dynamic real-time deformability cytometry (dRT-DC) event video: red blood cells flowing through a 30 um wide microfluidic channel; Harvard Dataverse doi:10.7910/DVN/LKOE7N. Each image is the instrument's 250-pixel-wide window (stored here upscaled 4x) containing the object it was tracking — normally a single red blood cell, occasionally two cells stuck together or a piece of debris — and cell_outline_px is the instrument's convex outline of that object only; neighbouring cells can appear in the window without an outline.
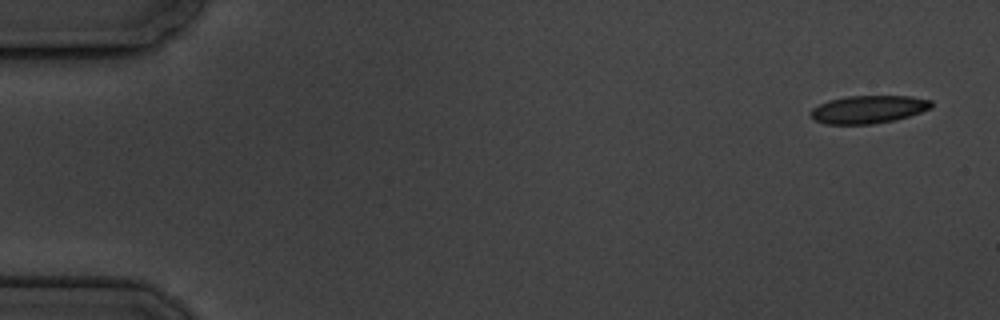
{"species": "common noctule bat (a hibernating species)", "species_latin": "Nyctalus noctula", "temperature_condition": "cold", "stored_images_in_passage": 6, "camera_frame_rate_fps": 3000, "um_per_image_px": 0.085, "animal": {"sex": "male", "body_mass_g": 19.5, "forearm_length_mm": 54.6}, "frame": {"image": 1, "passage_image": 1, "time_ms": 0.0, "image_size_px": [1000, 320], "cell_outline_px": [[932, 108], [908, 116], [892, 120], [872, 124], [824, 124], [816, 120], [812, 116], [812, 108], [828, 100], [848, 96], [912, 96], [932, 100]], "centroid_in_image_um": [73.83, 9.29], "position_along_channel_um": 11.2, "area_um2": 19.42}}
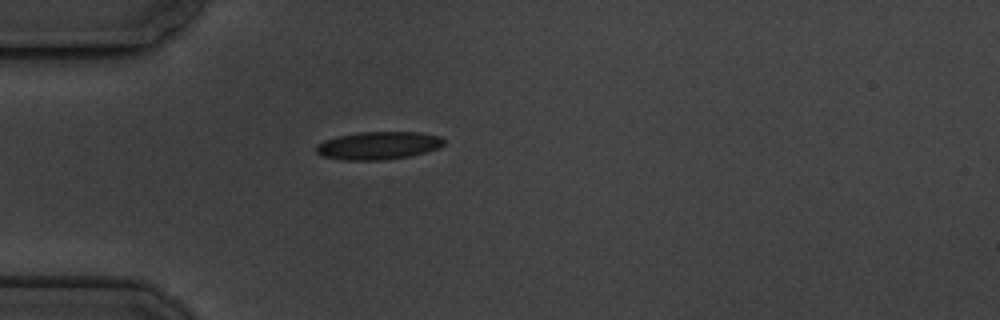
{"frame": {"image": 2, "passage_image": 5, "time_ms": 4.667, "image_size_px": [1000, 320], "cell_outline_px": [[444, 144], [440, 148], [408, 156], [380, 160], [344, 160], [320, 156], [316, 152], [316, 144], [324, 140], [336, 136], [360, 132], [420, 132], [440, 136], [444, 140]], "centroid_in_image_um": [32.13, 12.36], "position_along_channel_um": 52.9, "area_um2": 20.81}}